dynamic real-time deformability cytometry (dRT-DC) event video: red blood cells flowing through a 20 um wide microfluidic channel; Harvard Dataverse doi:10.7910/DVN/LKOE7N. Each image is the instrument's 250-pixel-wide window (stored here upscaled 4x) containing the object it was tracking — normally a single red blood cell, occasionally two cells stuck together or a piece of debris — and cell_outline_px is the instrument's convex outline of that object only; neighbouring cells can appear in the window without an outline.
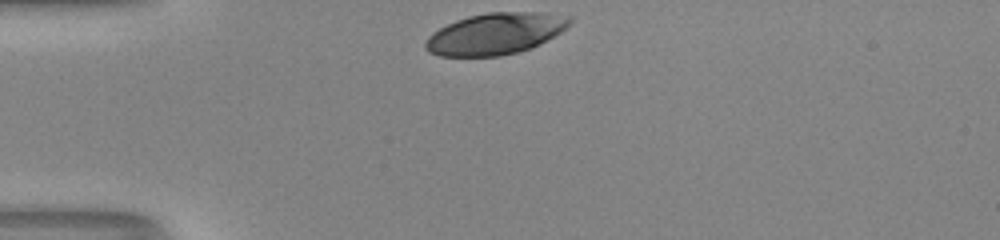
{"species": "human", "species_latin": "Homo sapiens", "temperature_condition": "room temperature", "stored_images_in_passage": 29, "camera_frame_rate_fps": 3000, "um_per_image_px": 0.085, "donor": {"sex": "male"}, "frame": {"image": 1, "passage_image": 1, "time_ms": 0.0, "image_size_px": [1000, 240], "cell_outline_px": [[572, 20], [560, 32], [540, 44], [532, 48], [500, 56], [440, 56], [428, 52], [424, 48], [424, 44], [428, 36], [432, 32], [456, 20], [468, 16], [488, 12], [540, 12], [572, 16]], "centroid_in_image_um": [42.08, 2.86], "position_along_channel_um": 42.9, "area_um2": 34.85}}
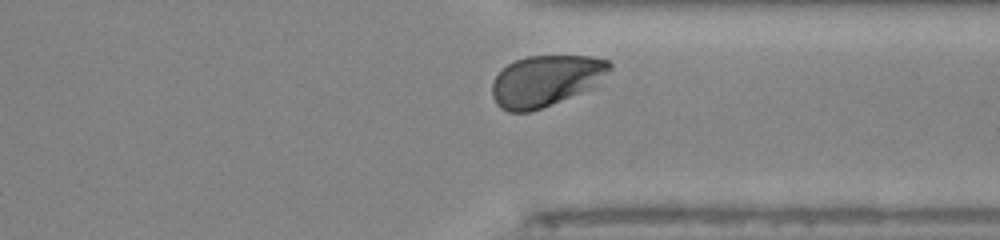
{"frame": {"image": 2, "passage_image": 27, "time_ms": 8.667, "image_size_px": [1000, 240], "cell_outline_px": [[612, 68], [592, 88], [540, 108], [528, 112], [508, 112], [500, 108], [496, 104], [492, 96], [492, 84], [496, 76], [508, 64], [516, 60], [528, 56], [592, 56], [608, 60], [612, 64]], "centroid_in_image_um": [46.38, 6.86], "position_along_channel_um": 365.0, "area_um2": 34.74}, "authors_computed_cell_mechanics": {"area_um2": 36.125, "velocity_mm_per_s": 4.0798, "shape_relaxation_time_tau1_ms": 1.9836, "shape_relaxation_time_tau2_ms": null, "deformation_change_tau1": 0.1433, "deformation_change_tau2": null}}